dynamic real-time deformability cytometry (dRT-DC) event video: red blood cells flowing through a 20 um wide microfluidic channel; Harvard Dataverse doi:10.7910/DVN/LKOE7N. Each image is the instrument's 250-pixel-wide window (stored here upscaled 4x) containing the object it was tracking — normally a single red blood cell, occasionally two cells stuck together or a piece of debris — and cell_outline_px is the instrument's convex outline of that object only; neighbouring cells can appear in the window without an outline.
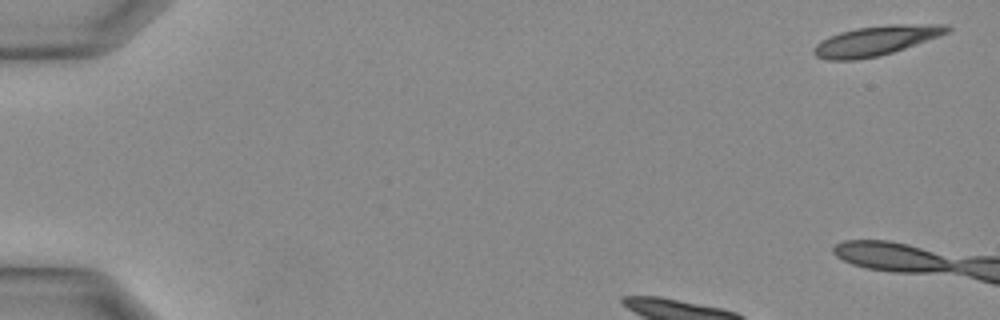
{"species": "Egyptian fruit bat (a non-hibernating species)", "species_latin": "Rousettus aegyptiacus", "temperature_condition": "warm", "stored_images_in_passage": 3, "camera_frame_rate_fps": 3000, "um_per_image_px": 0.085, "animal": {"sex": "female"}, "frame": {"image": 1, "passage_image": 1, "time_ms": 0.0, "image_size_px": [1000, 320], "cell_outline_px": [[952, 28], [948, 32], [904, 48], [880, 56], [852, 60], [828, 60], [816, 56], [812, 52], [812, 48], [820, 40], [828, 36], [840, 32], [856, 28], [892, 24], [948, 24]], "centroid_in_image_um": [74.4, 3.45], "position_along_channel_um": 10.6, "area_um2": 22.95}}